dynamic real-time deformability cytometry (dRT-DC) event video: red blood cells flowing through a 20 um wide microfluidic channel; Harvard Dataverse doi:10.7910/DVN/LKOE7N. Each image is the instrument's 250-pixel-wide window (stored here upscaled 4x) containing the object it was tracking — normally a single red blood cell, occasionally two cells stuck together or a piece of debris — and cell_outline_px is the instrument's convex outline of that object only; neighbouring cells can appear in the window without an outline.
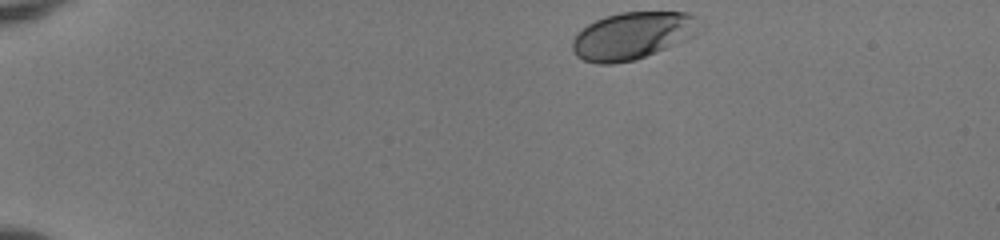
{"species": "human", "species_latin": "Homo sapiens", "temperature_condition": "room temperature", "stored_images_in_passage": 43, "camera_frame_rate_fps": 3000, "um_per_image_px": 0.085, "donor": {"sex": "female"}, "frame": {"image": 1, "passage_image": 1, "time_ms": 0.0, "image_size_px": [1000, 240], "cell_outline_px": [[708, 24], [696, 36], [636, 60], [612, 64], [596, 64], [584, 60], [576, 56], [572, 48], [572, 40], [576, 32], [588, 24], [604, 16], [620, 12], [688, 12], [696, 16]], "centroid_in_image_um": [53.85, 3.02], "position_along_channel_um": 31.2, "area_um2": 35.95}}
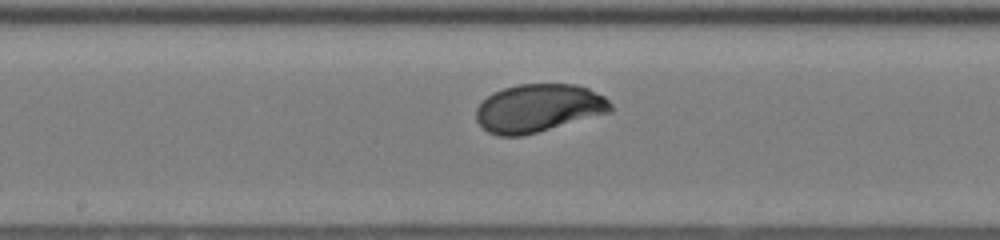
{"frame": {"image": 2, "passage_image": 21, "time_ms": 6.667, "image_size_px": [1000, 240], "cell_outline_px": [[612, 112], [536, 132], [520, 136], [500, 136], [488, 132], [476, 120], [476, 108], [492, 92], [516, 84], [576, 84], [588, 88], [604, 96], [612, 104]], "centroid_in_image_um": [45.78, 9.18], "position_along_channel_um": 202.4, "area_um2": 37.57}}
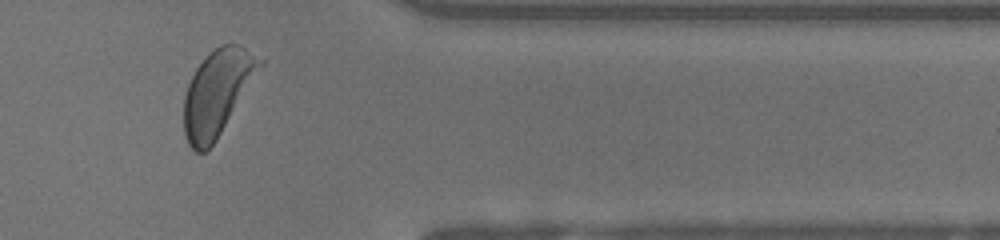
{"frame": {"image": 3, "passage_image": 36, "time_ms": 11.667, "image_size_px": [1000, 240], "cell_outline_px": [[264, 64], [216, 140], [204, 152], [196, 152], [188, 144], [184, 136], [184, 96], [188, 84], [196, 68], [220, 44], [240, 44], [264, 60]], "centroid_in_image_um": [18.48, 7.87], "position_along_channel_um": 392.9, "area_um2": 37.34}, "authors_computed_cell_mechanics": {"area_um2": 37.2232, "velocity_mm_per_s": 3.9957, "shape_relaxation_time_tau1_ms": 1.6664, "shape_relaxation_time_tau2_ms": null, "deformation_change_tau1": 0.1157, "deformation_change_tau2": null}}